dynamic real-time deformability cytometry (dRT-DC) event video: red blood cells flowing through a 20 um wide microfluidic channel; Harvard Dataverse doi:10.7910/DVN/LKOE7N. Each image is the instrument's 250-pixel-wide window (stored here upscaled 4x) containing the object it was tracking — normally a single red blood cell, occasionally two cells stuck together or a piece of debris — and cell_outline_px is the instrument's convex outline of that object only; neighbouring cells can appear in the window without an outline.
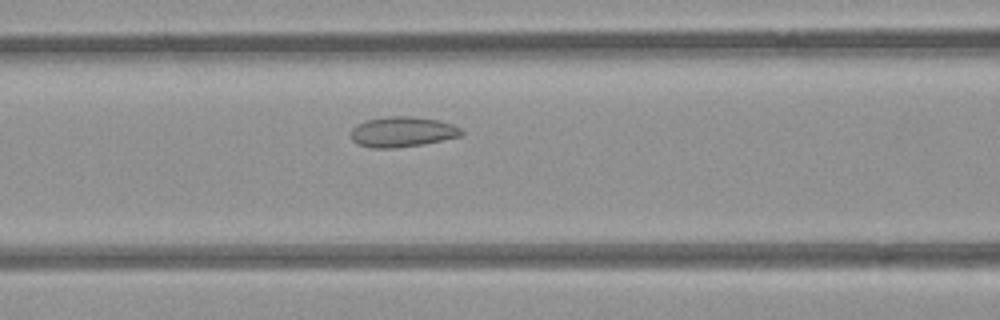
{"species": "common noctule bat (a hibernating species)", "species_latin": "Nyctalus noctula", "temperature_condition": "room temperature", "stored_images_in_passage": 23, "camera_frame_rate_fps": 3000, "um_per_image_px": 0.085, "animal": {"sex": "female", "body_mass_g": 21.9}, "frame": {"image": 1, "passage_image": 12, "time_ms": 3.667, "image_size_px": [1000, 320], "cell_outline_px": [[464, 132], [460, 136], [424, 144], [396, 148], [372, 148], [356, 144], [352, 140], [352, 128], [356, 124], [364, 120], [384, 116], [412, 116], [440, 120], [452, 124], [460, 128]], "centroid_in_image_um": [34.18, 11.2], "position_along_channel_um": 132.4, "area_um2": 19.77}}
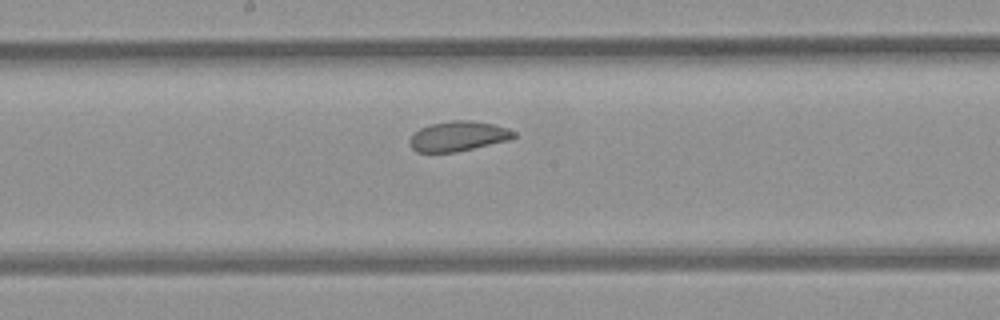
{"frame": {"image": 2, "passage_image": 18, "time_ms": 5.667, "image_size_px": [1000, 320], "cell_outline_px": [[516, 136], [508, 140], [456, 152], [416, 152], [408, 144], [408, 140], [420, 128], [432, 124], [452, 120], [472, 120], [492, 124], [508, 128], [516, 132]], "centroid_in_image_um": [38.94, 11.58], "position_along_channel_um": 209.3, "area_um2": 18.09}}
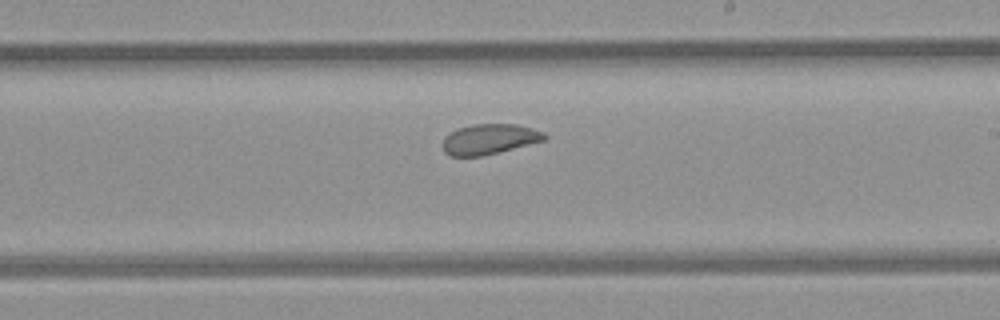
{"frame": {"image": 3, "passage_image": 21, "time_ms": 6.667, "image_size_px": [1000, 320], "cell_outline_px": [[548, 136], [544, 140], [480, 156], [452, 156], [444, 152], [444, 136], [456, 128], [472, 124], [516, 124], [532, 128], [544, 132]], "centroid_in_image_um": [41.57, 11.8], "position_along_channel_um": 247.4, "area_um2": 17.74}}